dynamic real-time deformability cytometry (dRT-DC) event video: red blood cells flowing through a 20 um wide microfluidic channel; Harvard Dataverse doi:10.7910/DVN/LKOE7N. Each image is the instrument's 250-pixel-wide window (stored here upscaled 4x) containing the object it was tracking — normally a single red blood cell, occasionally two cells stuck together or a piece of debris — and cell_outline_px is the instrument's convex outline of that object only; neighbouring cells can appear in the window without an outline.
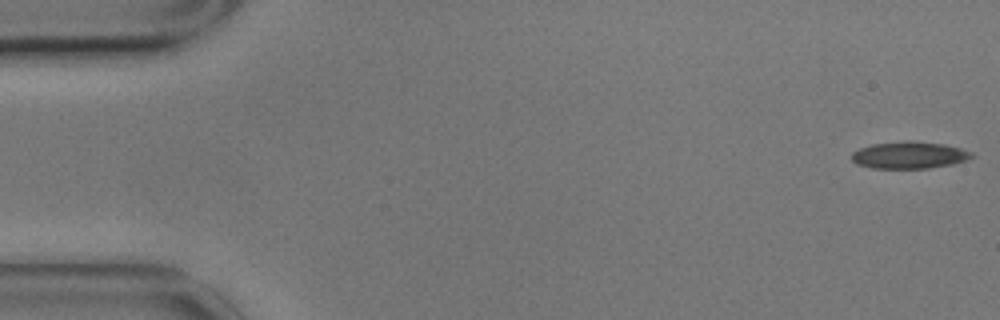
{"species": "common noctule bat (a hibernating species)", "species_latin": "Nyctalus noctula", "temperature_condition": "cold", "stored_images_in_passage": 56, "camera_frame_rate_fps": 3000, "um_per_image_px": 0.085, "animal": {"sex": "male", "body_mass_g": 17.9}, "frame": {"image": 1, "passage_image": 1, "time_ms": 0.0, "image_size_px": [1000, 320], "cell_outline_px": [[972, 156], [964, 160], [952, 164], [928, 168], [872, 168], [856, 164], [852, 160], [852, 152], [860, 148], [872, 144], [904, 140], [912, 140], [944, 144], [960, 148], [972, 152]], "centroid_in_image_um": [77.24, 13.17], "position_along_channel_um": 7.8, "area_um2": 18.84}}
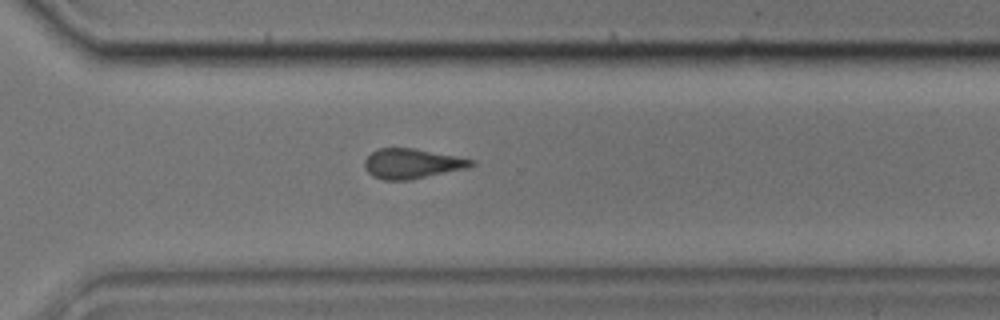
{"frame": {"image": 2, "passage_image": 40, "time_ms": 13.0, "image_size_px": [1000, 320], "cell_outline_px": [[476, 164], [468, 168], [408, 180], [384, 180], [372, 176], [368, 172], [364, 164], [364, 160], [372, 152], [380, 148], [412, 148], [456, 156], [476, 160]], "centroid_in_image_um": [35.03, 13.91], "position_along_channel_um": 335.6, "area_um2": 18.5}}
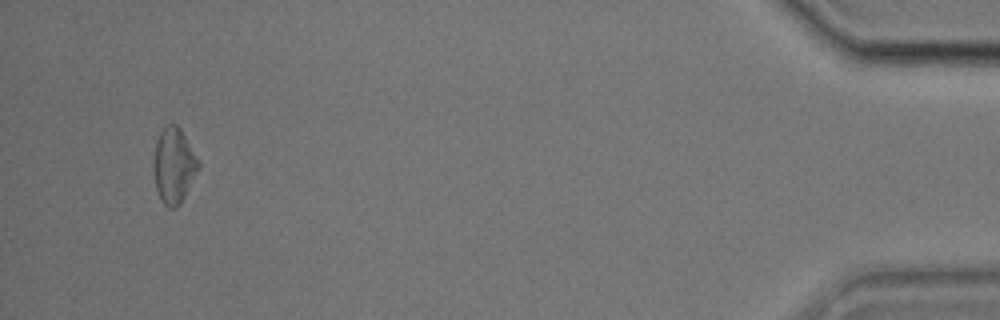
{"frame": {"image": 3, "passage_image": 54, "time_ms": 17.667, "image_size_px": [1000, 320], "cell_outline_px": [[200, 168], [180, 204], [176, 208], [168, 208], [160, 200], [156, 188], [152, 164], [156, 140], [160, 132], [168, 124], [176, 124], [180, 128], [200, 160]], "centroid_in_image_um": [14.78, 14.08], "position_along_channel_um": 420.4, "area_um2": 20.0}, "authors_computed_cell_mechanics": {"area_um2": 19.1029, "velocity_mm_per_s": 3.4935, "shape_relaxation_time_tau1_ms": 8.8854, "shape_relaxation_time_tau2_ms": 5.3793, "deformation_change_tau1": 0.1104, "deformation_change_tau2": 0.1315}}